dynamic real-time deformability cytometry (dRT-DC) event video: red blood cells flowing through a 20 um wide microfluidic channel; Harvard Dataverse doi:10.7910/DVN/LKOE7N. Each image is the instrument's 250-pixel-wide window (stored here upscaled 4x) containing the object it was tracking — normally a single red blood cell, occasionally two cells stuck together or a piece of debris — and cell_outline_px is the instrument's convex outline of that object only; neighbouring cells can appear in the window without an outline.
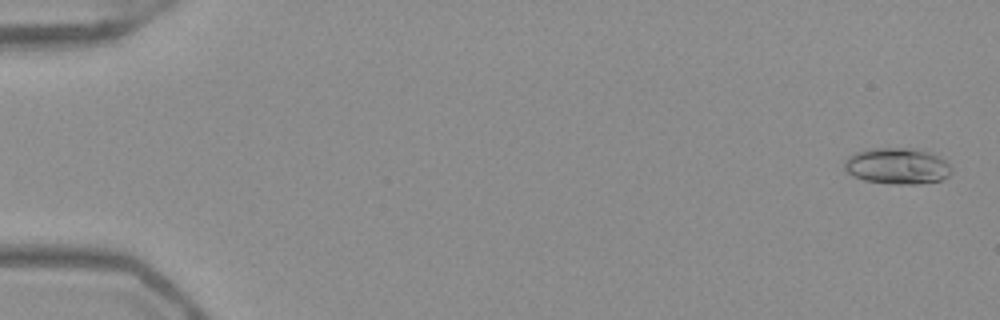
{"species": "Egyptian fruit bat (a non-hibernating species)", "species_latin": "Rousettus aegyptiacus", "temperature_condition": "warm", "stored_images_in_passage": 53, "camera_frame_rate_fps": 3000, "um_per_image_px": 0.085, "frame": {"image": 1, "passage_image": 2, "time_ms": 0.333, "image_size_px": [1000, 320], "cell_outline_px": [[952, 172], [948, 176], [940, 180], [916, 184], [892, 184], [864, 180], [852, 176], [844, 168], [844, 160], [848, 156], [856, 152], [872, 148], [912, 148], [928, 152], [940, 156], [952, 168]], "centroid_in_image_um": [76.25, 14.11], "position_along_channel_um": 8.7, "area_um2": 22.66}}
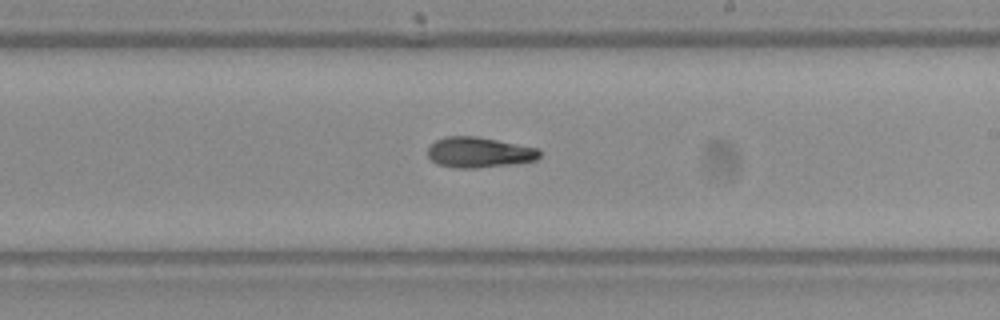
{"frame": {"image": 2, "passage_image": 32, "time_ms": 10.333, "image_size_px": [1000, 320], "cell_outline_px": [[540, 156], [536, 160], [516, 164], [476, 168], [452, 168], [436, 164], [428, 156], [428, 148], [436, 140], [448, 136], [476, 136], [540, 148]], "centroid_in_image_um": [40.74, 12.96], "position_along_channel_um": 248.3, "area_um2": 20.06}}
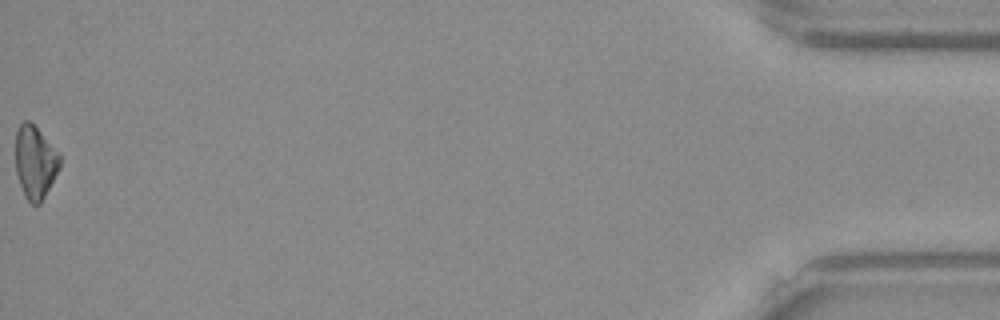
{"frame": {"image": 3, "passage_image": 53, "time_ms": 17.333, "image_size_px": [1000, 320], "cell_outline_px": [[60, 168], [40, 204], [32, 204], [24, 196], [16, 172], [16, 132], [20, 124], [24, 120], [28, 120], [60, 152]], "centroid_in_image_um": [2.99, 13.79], "position_along_channel_um": 432.2, "area_um2": 18.73}, "authors_computed_cell_mechanics": {"area_um2": 19.8832, "velocity_mm_per_s": 3.9763, "shape_relaxation_time_tau1_ms": null, "shape_relaxation_time_tau2_ms": 4.3487, "deformation_change_tau1": null, "deformation_change_tau2": 0.1003}}